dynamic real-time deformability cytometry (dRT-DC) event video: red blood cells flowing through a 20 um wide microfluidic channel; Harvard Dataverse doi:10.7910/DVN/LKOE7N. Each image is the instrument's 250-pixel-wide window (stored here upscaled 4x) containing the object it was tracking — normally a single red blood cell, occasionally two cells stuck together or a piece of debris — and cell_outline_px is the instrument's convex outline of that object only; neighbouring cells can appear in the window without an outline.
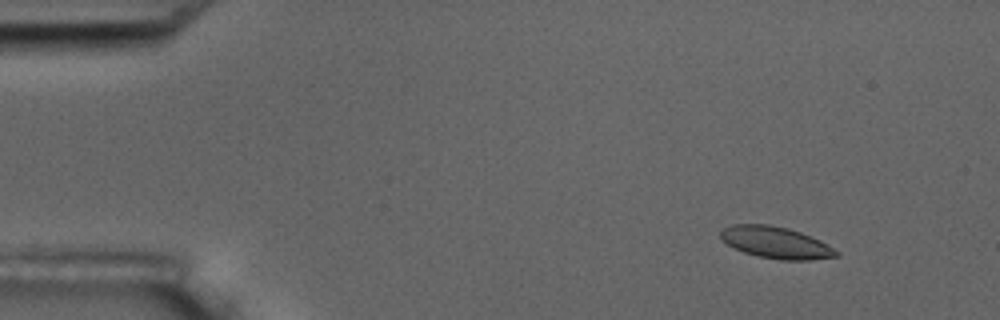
{"species": "common noctule bat (a hibernating species)", "species_latin": "Nyctalus noctula", "temperature_condition": "room temperature", "stored_images_in_passage": 5, "camera_frame_rate_fps": 3000, "um_per_image_px": 0.085, "animal": {"sex": "male", "body_mass_g": 17.5, "forearm_length_mm": 52.3}, "frame": {"image": 1, "passage_image": 2, "time_ms": 1.333, "image_size_px": [1000, 320], "cell_outline_px": [[840, 256], [808, 260], [780, 260], [760, 256], [744, 252], [728, 244], [720, 236], [720, 232], [724, 228], [732, 224], [768, 224], [788, 228], [800, 232], [820, 240], [840, 252]], "centroid_in_image_um": [65.98, 20.61], "position_along_channel_um": 19.0, "area_um2": 21.21}}
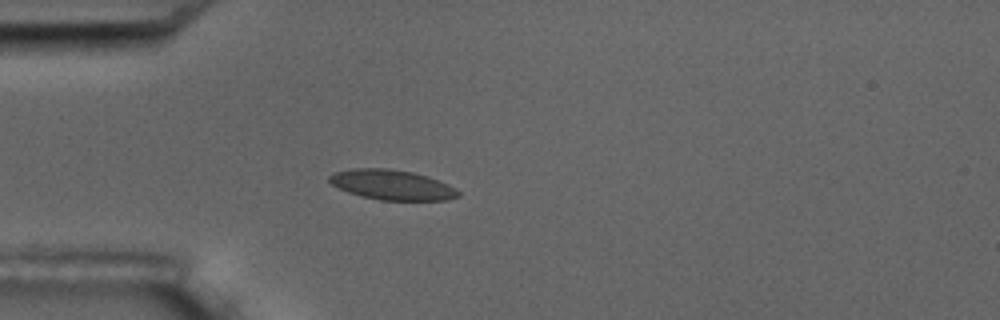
{"frame": {"image": 2, "passage_image": 5, "time_ms": 4.667, "image_size_px": [1000, 320], "cell_outline_px": [[460, 196], [448, 200], [380, 200], [360, 196], [348, 192], [332, 184], [328, 180], [328, 176], [332, 172], [352, 168], [388, 168], [412, 172], [428, 176], [448, 184], [456, 188], [460, 192]], "centroid_in_image_um": [33.32, 15.7], "position_along_channel_um": 51.7, "area_um2": 22.72}}